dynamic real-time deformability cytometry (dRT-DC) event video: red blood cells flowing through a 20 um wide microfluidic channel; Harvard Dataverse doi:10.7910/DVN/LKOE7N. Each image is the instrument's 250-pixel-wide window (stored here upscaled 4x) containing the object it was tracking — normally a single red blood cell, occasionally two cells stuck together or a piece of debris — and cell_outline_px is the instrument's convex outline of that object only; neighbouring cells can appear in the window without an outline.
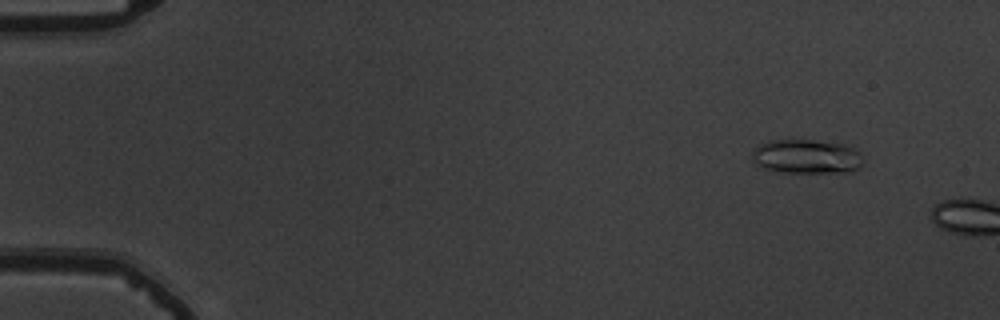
{"species": "common noctule bat (a hibernating species)", "species_latin": "Nyctalus noctula", "temperature_condition": "warm", "stored_images_in_passage": 9, "camera_frame_rate_fps": 3000, "um_per_image_px": 0.085, "animal": {"sex": "male", "body_mass_g": 19.5, "forearm_length_mm": 54.6}, "frame": {"image": 1, "passage_image": 6, "time_ms": 1.667, "image_size_px": [1000, 320], "cell_outline_px": [[864, 164], [856, 168], [844, 172], [776, 172], [764, 168], [756, 164], [752, 156], [752, 152], [760, 144], [768, 140], [812, 140], [844, 144], [860, 152], [864, 160]], "centroid_in_image_um": [68.56, 13.3], "position_along_channel_um": 16.4, "area_um2": 22.08}}